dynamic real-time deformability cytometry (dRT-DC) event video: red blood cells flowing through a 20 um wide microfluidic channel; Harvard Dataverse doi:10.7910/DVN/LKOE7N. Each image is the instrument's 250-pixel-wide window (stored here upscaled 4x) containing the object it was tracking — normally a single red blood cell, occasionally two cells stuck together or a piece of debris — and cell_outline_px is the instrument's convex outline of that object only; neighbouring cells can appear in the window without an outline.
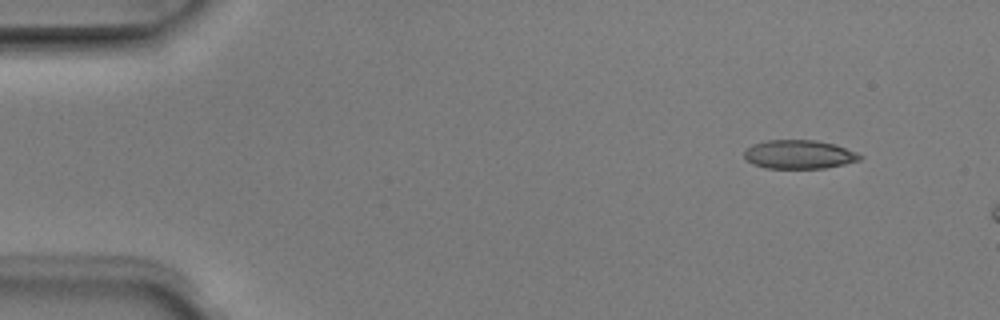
{"species": "Egyptian fruit bat (a non-hibernating species)", "species_latin": "Rousettus aegyptiacus", "temperature_condition": "room temperature", "stored_images_in_passage": 3, "camera_frame_rate_fps": 3000, "um_per_image_px": 0.085, "animal": {"sex": "male"}, "frame": {"image": 1, "passage_image": 1, "time_ms": 0.0, "image_size_px": [1000, 320], "cell_outline_px": [[864, 156], [860, 160], [844, 164], [824, 168], [764, 168], [752, 164], [744, 156], [744, 152], [752, 144], [768, 140], [816, 140], [836, 144], [856, 152]], "centroid_in_image_um": [67.94, 13.12], "position_along_channel_um": 17.1, "area_um2": 19.42}}